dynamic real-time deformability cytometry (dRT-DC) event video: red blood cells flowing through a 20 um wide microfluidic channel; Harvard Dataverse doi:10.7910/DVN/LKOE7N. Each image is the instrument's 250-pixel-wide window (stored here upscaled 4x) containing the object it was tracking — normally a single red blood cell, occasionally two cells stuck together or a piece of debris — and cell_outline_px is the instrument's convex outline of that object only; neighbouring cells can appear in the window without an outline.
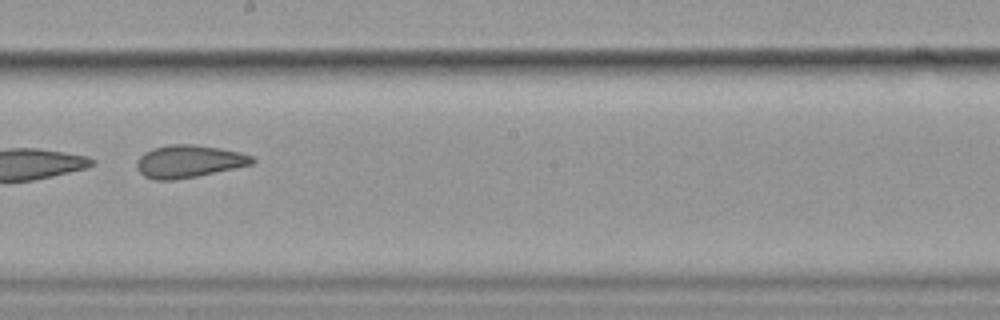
{"species": "common noctule bat (a hibernating species)", "species_latin": "Nyctalus noctula", "temperature_condition": "cold", "stored_images_in_passage": 12, "camera_frame_rate_fps": 3000, "um_per_image_px": 0.085, "animal": {"sex": "female", "body_mass_g": 19.9}, "frame": {"image": 1, "passage_image": 10, "time_ms": 11.333, "image_size_px": [1000, 320], "cell_outline_px": [[256, 160], [252, 164], [196, 176], [172, 180], [156, 180], [144, 176], [140, 172], [136, 164], [136, 160], [144, 152], [152, 148], [168, 144], [192, 144], [220, 148], [240, 152], [252, 156]], "centroid_in_image_um": [16.02, 13.7], "position_along_channel_um": 232.2, "area_um2": 21.79}}
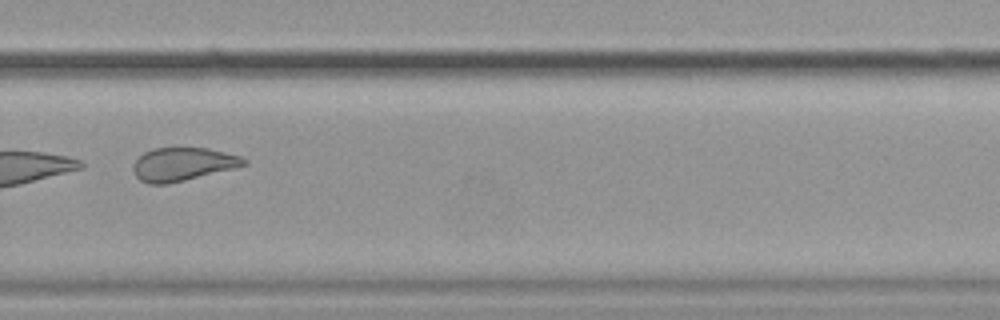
{"frame": {"image": 2, "passage_image": 12, "time_ms": 13.667, "image_size_px": [1000, 320], "cell_outline_px": [[248, 164], [168, 184], [148, 184], [140, 180], [132, 172], [132, 164], [144, 152], [152, 148], [208, 148], [240, 156], [248, 160]], "centroid_in_image_um": [15.48, 13.95], "position_along_channel_um": 314.3, "area_um2": 21.33}}